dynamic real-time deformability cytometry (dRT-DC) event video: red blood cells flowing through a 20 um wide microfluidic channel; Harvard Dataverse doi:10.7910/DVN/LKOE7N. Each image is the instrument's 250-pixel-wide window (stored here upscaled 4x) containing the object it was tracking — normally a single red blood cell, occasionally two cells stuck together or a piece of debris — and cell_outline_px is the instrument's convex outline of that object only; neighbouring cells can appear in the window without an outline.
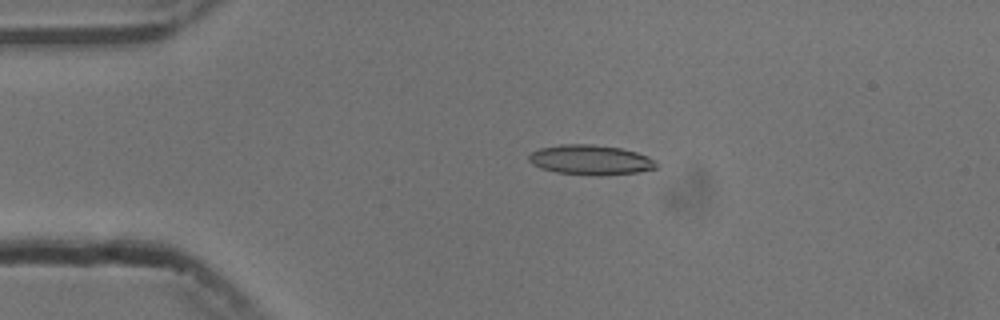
{"species": "common noctule bat (a hibernating species)", "species_latin": "Nyctalus noctula", "temperature_condition": "cold", "stored_images_in_passage": 55, "camera_frame_rate_fps": 3000, "um_per_image_px": 0.085, "animal": {"sex": "male", "body_mass_g": 13.3}, "frame": {"image": 1, "passage_image": 12, "time_ms": 3.667, "image_size_px": [1000, 320], "cell_outline_px": [[660, 168], [640, 172], [600, 176], [556, 172], [540, 168], [532, 164], [528, 160], [528, 156], [532, 152], [540, 148], [560, 144], [592, 144], [620, 148], [636, 152], [648, 156], [656, 160], [660, 164]], "centroid_in_image_um": [50.26, 13.6], "position_along_channel_um": 34.7, "area_um2": 22.54}}
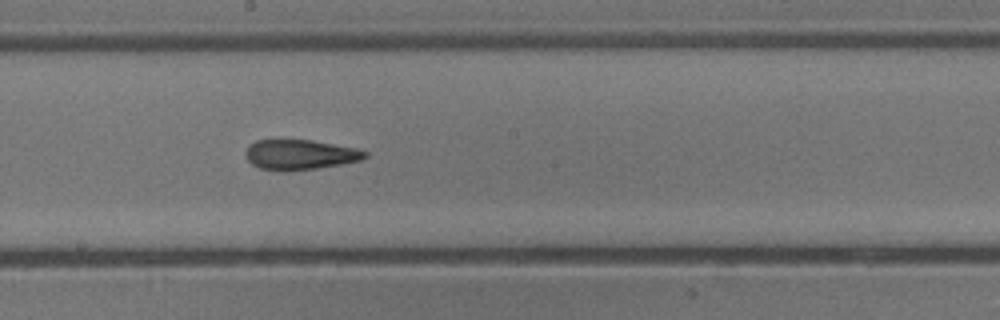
{"frame": {"image": 2, "passage_image": 30, "time_ms": 9.667, "image_size_px": [1000, 320], "cell_outline_px": [[368, 156], [360, 160], [340, 164], [316, 168], [288, 172], [284, 172], [260, 168], [252, 164], [248, 160], [244, 152], [256, 140], [312, 140], [356, 148], [368, 152]], "centroid_in_image_um": [25.5, 13.15], "position_along_channel_um": 222.7, "area_um2": 20.87}}
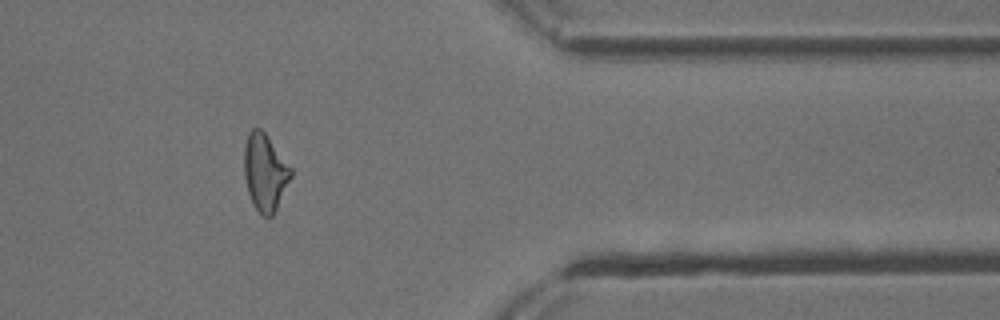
{"frame": {"image": 3, "passage_image": 45, "time_ms": 14.667, "image_size_px": [1000, 320], "cell_outline_px": [[292, 176], [272, 216], [264, 216], [252, 204], [248, 192], [244, 176], [244, 144], [248, 132], [252, 128], [260, 128], [264, 132], [292, 168]], "centroid_in_image_um": [22.5, 14.62], "position_along_channel_um": 388.9, "area_um2": 20.81}, "authors_computed_cell_mechanics": {"area_um2": 21.2704, "velocity_mm_per_s": 3.7545, "shape_relaxation_time_tau1_ms": null, "shape_relaxation_time_tau2_ms": 2.9629, "deformation_change_tau1": null, "deformation_change_tau2": 0.1082}}